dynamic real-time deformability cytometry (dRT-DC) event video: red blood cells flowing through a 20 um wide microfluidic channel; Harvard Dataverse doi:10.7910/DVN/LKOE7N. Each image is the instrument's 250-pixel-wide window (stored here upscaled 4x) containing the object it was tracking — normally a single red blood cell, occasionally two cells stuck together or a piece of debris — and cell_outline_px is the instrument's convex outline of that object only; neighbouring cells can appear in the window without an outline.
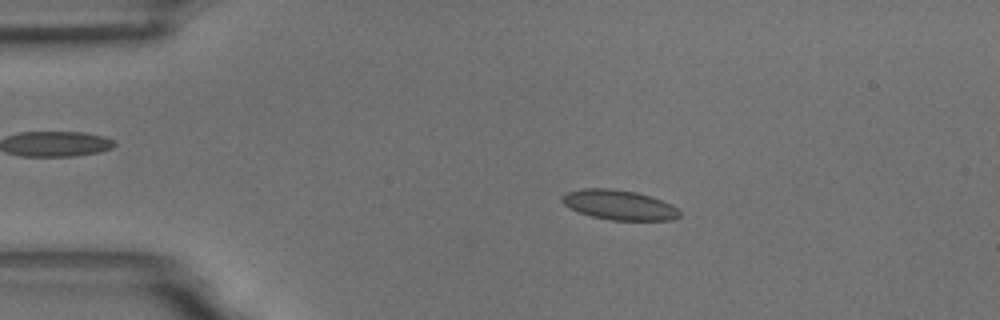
{"species": "common noctule bat (a hibernating species)", "species_latin": "Nyctalus noctula", "temperature_condition": "room temperature", "stored_images_in_passage": 58, "camera_frame_rate_fps": 3000, "um_per_image_px": 0.085, "animal": {"sex": "male", "body_mass_g": 18.8}, "frame": {"image": 1, "passage_image": 11, "time_ms": 3.333, "image_size_px": [1000, 320], "cell_outline_px": [[680, 216], [672, 220], [612, 220], [592, 216], [580, 212], [564, 204], [560, 200], [568, 192], [584, 188], [612, 188], [636, 192], [660, 200], [676, 208], [680, 212]], "centroid_in_image_um": [52.62, 17.42], "position_along_channel_um": 32.4, "area_um2": 20.0}}
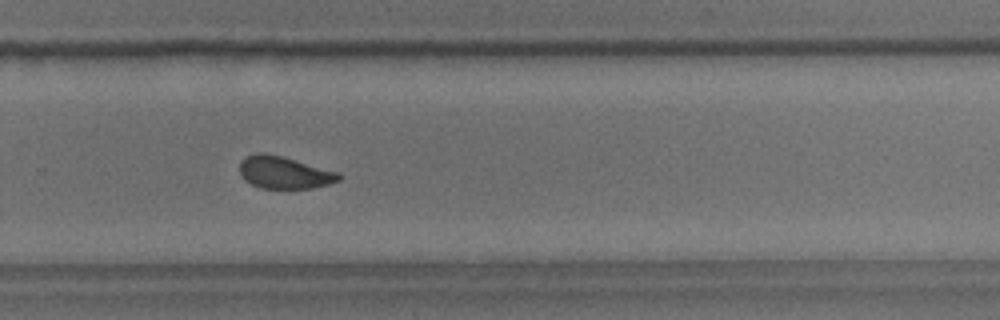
{"frame": {"image": 2, "passage_image": 39, "time_ms": 12.667, "image_size_px": [1000, 320], "cell_outline_px": [[344, 176], [340, 180], [328, 184], [312, 188], [260, 188], [244, 180], [240, 172], [240, 160], [256, 152], [264, 152], [280, 156], [340, 172]], "centroid_in_image_um": [24.18, 14.66], "position_along_channel_um": 305.6, "area_um2": 18.67}}
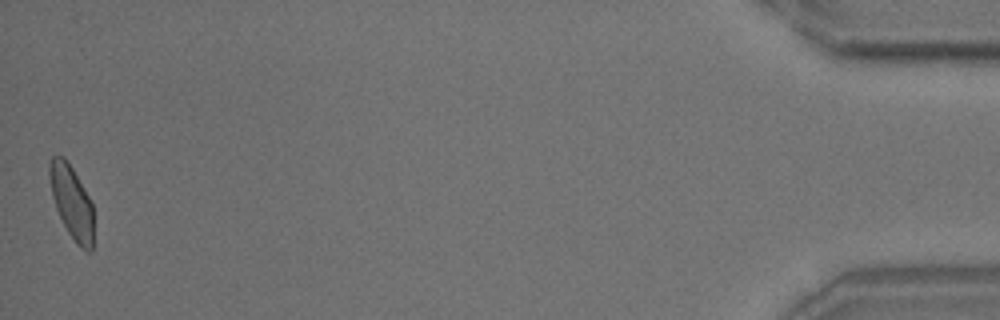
{"frame": {"image": 3, "passage_image": 58, "time_ms": 19.0, "image_size_px": [1000, 320], "cell_outline_px": [[92, 252], [88, 252], [80, 248], [76, 244], [68, 232], [56, 208], [52, 196], [48, 172], [48, 164], [52, 156], [64, 156], [72, 168], [88, 196], [92, 204]], "centroid_in_image_um": [6.07, 17.17], "position_along_channel_um": 429.1, "area_um2": 18.5}, "authors_computed_cell_mechanics": {"area_um2": 19.4786, "velocity_mm_per_s": 3.4191, "shape_relaxation_time_tau1_ms": 6.6135, "shape_relaxation_time_tau2_ms": 1.6373, "deformation_change_tau1": 0.1235, "deformation_change_tau2": 0.0671}}